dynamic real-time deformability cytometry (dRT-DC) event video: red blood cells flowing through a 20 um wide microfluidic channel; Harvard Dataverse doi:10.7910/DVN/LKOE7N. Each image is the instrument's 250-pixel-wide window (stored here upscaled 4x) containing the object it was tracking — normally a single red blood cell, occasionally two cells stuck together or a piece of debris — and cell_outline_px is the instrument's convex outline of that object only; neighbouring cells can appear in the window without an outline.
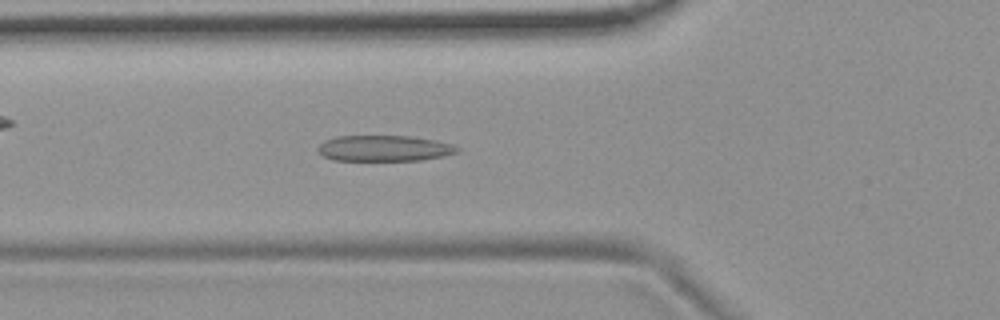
{"species": "common noctule bat (a hibernating species)", "species_latin": "Nyctalus noctula", "temperature_condition": "room temperature", "stored_images_in_passage": 46, "camera_frame_rate_fps": 3000, "um_per_image_px": 0.085, "animal": {"sex": "female", "body_mass_g": 19.9}, "frame": {"image": 1, "passage_image": 11, "time_ms": 3.333, "image_size_px": [1000, 320], "cell_outline_px": [[460, 148], [456, 152], [444, 156], [424, 160], [332, 160], [324, 156], [316, 148], [324, 140], [336, 136], [408, 136], [436, 140], [452, 144]], "centroid_in_image_um": [32.65, 12.6], "position_along_channel_um": 93.1, "area_um2": 20.98}}
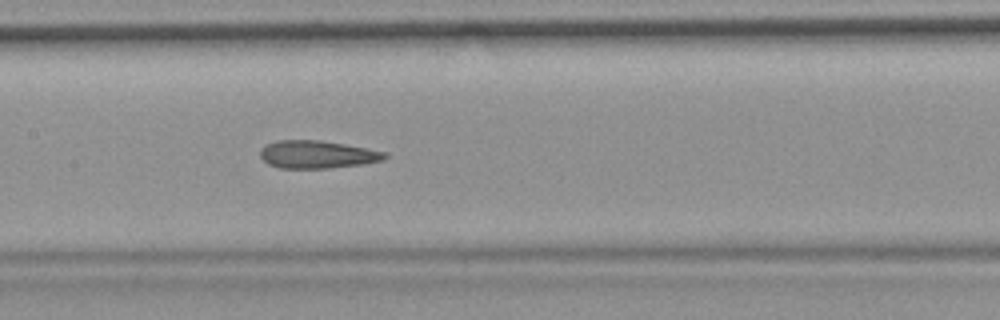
{"frame": {"image": 2, "passage_image": 18, "time_ms": 5.667, "image_size_px": [1000, 320], "cell_outline_px": [[388, 156], [384, 160], [364, 164], [328, 168], [280, 168], [268, 164], [260, 156], [260, 148], [264, 144], [276, 140], [320, 140], [344, 144], [384, 152]], "centroid_in_image_um": [26.91, 13.13], "position_along_channel_um": 180.5, "area_um2": 20.17}}
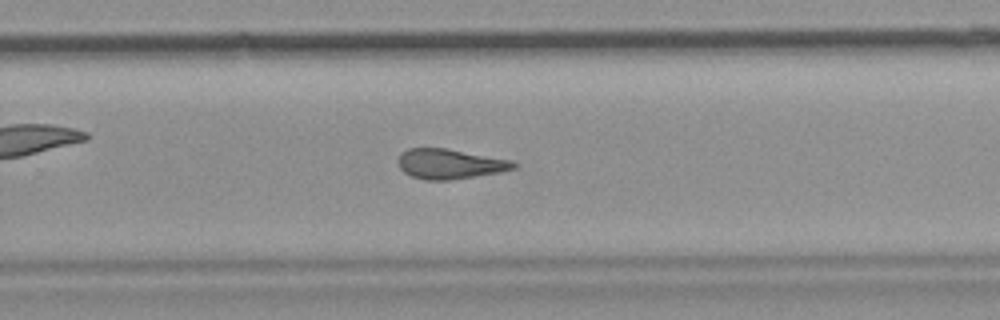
{"frame": {"image": 3, "passage_image": 27, "time_ms": 8.667, "image_size_px": [1000, 320], "cell_outline_px": [[516, 168], [500, 172], [448, 180], [424, 180], [412, 176], [404, 172], [400, 168], [396, 160], [408, 148], [444, 148], [512, 160], [516, 164]], "centroid_in_image_um": [38.22, 13.93], "position_along_channel_um": 291.6, "area_um2": 19.94}, "authors_computed_cell_mechanics": {"area_um2": 20.5768, "velocity_mm_per_s": 3.7266, "shape_relaxation_time_tau1_ms": null, "shape_relaxation_time_tau2_ms": 3.1178, "deformation_change_tau1": null, "deformation_change_tau2": 0.1092}}